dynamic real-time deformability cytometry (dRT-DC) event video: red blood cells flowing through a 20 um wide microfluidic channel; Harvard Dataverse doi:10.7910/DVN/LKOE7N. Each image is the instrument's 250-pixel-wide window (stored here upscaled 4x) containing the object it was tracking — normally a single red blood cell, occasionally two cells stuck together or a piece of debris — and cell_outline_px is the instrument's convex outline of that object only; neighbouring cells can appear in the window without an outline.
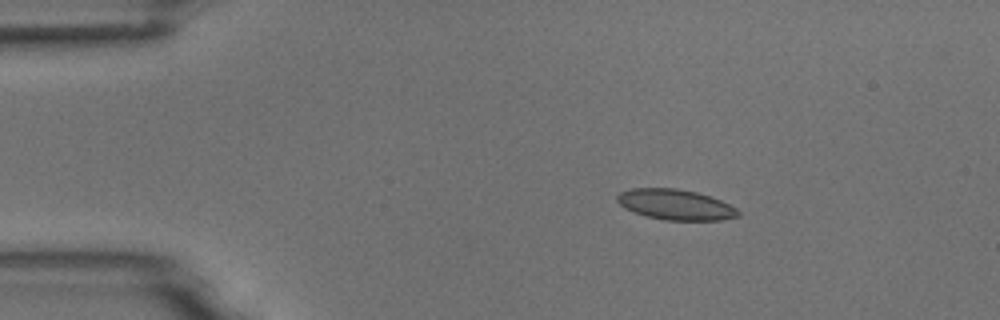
{"species": "common noctule bat (a hibernating species)", "species_latin": "Nyctalus noctula", "temperature_condition": "room temperature", "stored_images_in_passage": 46, "camera_frame_rate_fps": 3000, "um_per_image_px": 0.085, "animal": {"sex": "male", "body_mass_g": 18.8}, "frame": {"image": 1, "passage_image": 1, "time_ms": 0.0, "image_size_px": [1000, 320], "cell_outline_px": [[740, 216], [720, 220], [664, 220], [644, 216], [624, 208], [616, 200], [616, 196], [620, 192], [632, 188], [676, 188], [696, 192], [712, 196], [736, 208], [740, 212]], "centroid_in_image_um": [57.4, 17.39], "position_along_channel_um": 27.6, "area_um2": 21.62}}
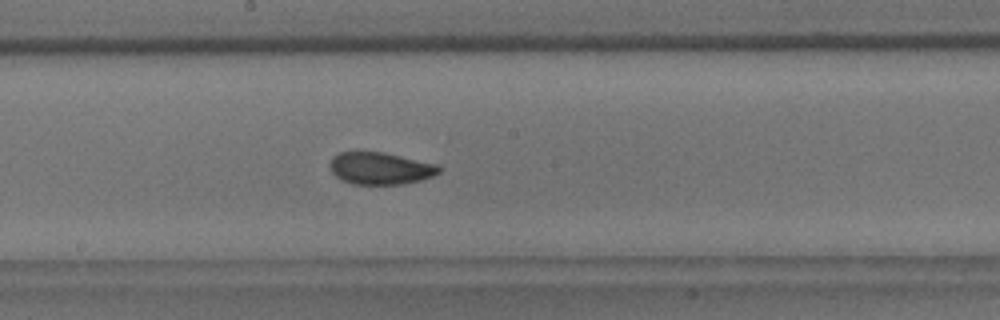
{"frame": {"image": 2, "passage_image": 21, "time_ms": 6.667, "image_size_px": [1000, 320], "cell_outline_px": [[440, 172], [432, 176], [420, 180], [404, 184], [352, 184], [340, 180], [332, 172], [332, 156], [340, 152], [384, 152], [440, 164]], "centroid_in_image_um": [32.37, 14.31], "position_along_channel_um": 215.8, "area_um2": 20.46}}
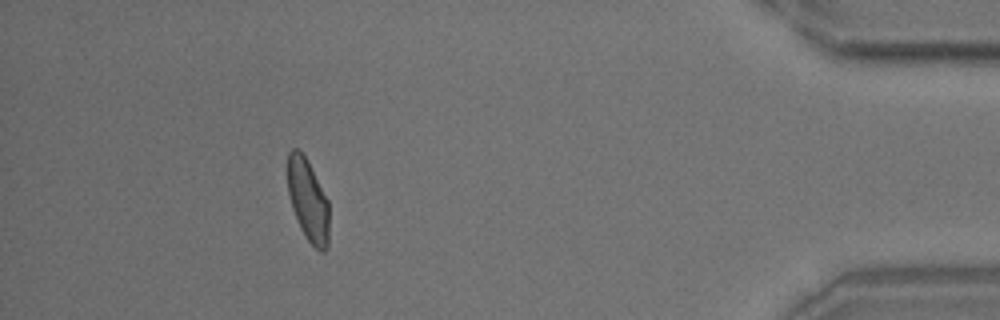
{"frame": {"image": 3, "passage_image": 41, "time_ms": 13.333, "image_size_px": [1000, 320], "cell_outline_px": [[328, 248], [324, 252], [320, 252], [308, 240], [300, 228], [292, 208], [288, 192], [288, 152], [292, 148], [296, 148], [304, 156], [328, 200]], "centroid_in_image_um": [26.17, 17.06], "position_along_channel_um": 409.0, "area_um2": 19.48}, "authors_computed_cell_mechanics": {"area_um2": 20.6924, "velocity_mm_per_s": 3.7175, "shape_relaxation_time_tau1_ms": 3.857, "shape_relaxation_time_tau2_ms": 1.5373, "deformation_change_tau1": 0.1122, "deformation_change_tau2": 0.062}}